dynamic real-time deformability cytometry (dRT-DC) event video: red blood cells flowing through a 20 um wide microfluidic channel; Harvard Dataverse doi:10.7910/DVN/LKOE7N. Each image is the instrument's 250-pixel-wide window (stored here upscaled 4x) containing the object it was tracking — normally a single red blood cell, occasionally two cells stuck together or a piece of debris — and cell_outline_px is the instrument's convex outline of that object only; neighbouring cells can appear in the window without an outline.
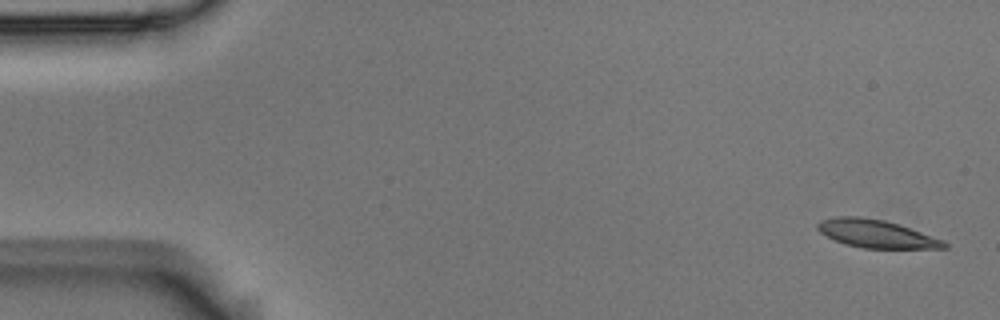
{"species": "Egyptian fruit bat (a non-hibernating species)", "species_latin": "Rousettus aegyptiacus", "temperature_condition": "room temperature", "stored_images_in_passage": 5, "camera_frame_rate_fps": 3000, "um_per_image_px": 0.085, "animal": {"sex": "male"}, "frame": {"image": 1, "passage_image": 1, "time_ms": 0.0, "image_size_px": [1000, 320], "cell_outline_px": [[948, 248], [864, 248], [844, 244], [820, 232], [816, 228], [816, 224], [820, 220], [836, 216], [860, 216], [884, 220], [944, 240], [948, 244]], "centroid_in_image_um": [74.44, 19.86], "position_along_channel_um": 10.6, "area_um2": 20.4}}
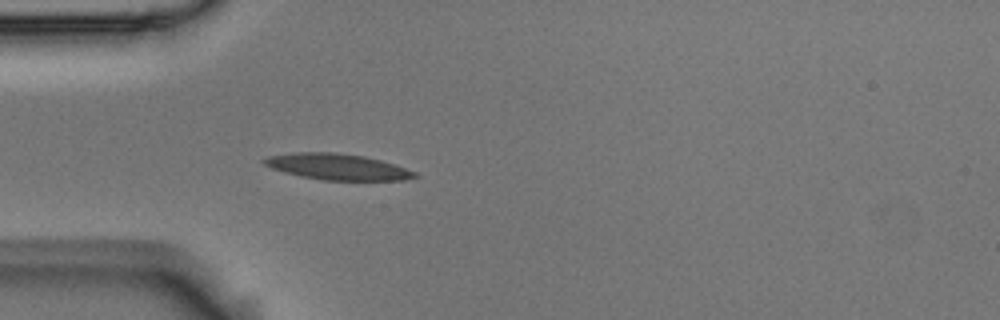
{"frame": {"image": 2, "passage_image": 5, "time_ms": 1.333, "image_size_px": [1000, 320], "cell_outline_px": [[420, 176], [404, 180], [320, 180], [300, 176], [284, 172], [272, 168], [264, 164], [260, 160], [268, 156], [296, 152], [332, 152], [364, 156], [380, 160], [416, 172]], "centroid_in_image_um": [28.65, 14.18], "position_along_channel_um": 56.4, "area_um2": 22.77}}